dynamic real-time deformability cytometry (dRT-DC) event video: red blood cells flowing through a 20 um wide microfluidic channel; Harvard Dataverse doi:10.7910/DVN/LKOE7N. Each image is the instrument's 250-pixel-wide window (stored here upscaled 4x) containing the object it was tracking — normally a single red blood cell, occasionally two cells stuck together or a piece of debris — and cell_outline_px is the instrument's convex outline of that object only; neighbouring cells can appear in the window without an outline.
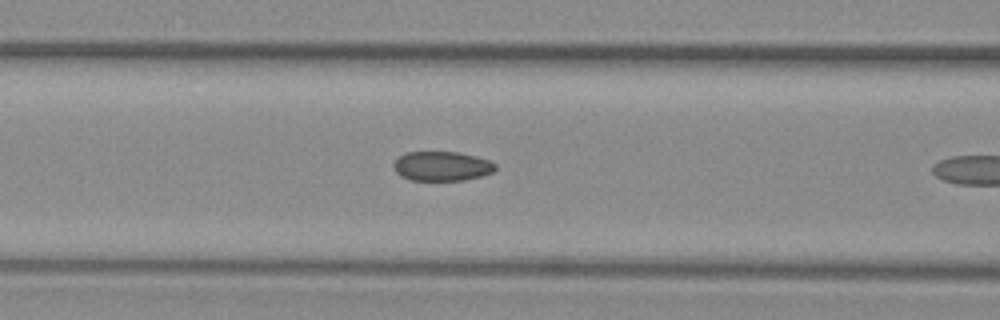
{"species": "common noctule bat (a hibernating species)", "species_latin": "Nyctalus noctula", "temperature_condition": "warm", "stored_images_in_passage": 11, "camera_frame_rate_fps": 3000, "um_per_image_px": 0.085, "animal": {"sex": "female", "body_mass_g": 29.2, "forearm_length_mm": 56.3}, "frame": {"image": 1, "passage_image": 10, "time_ms": 3.0, "image_size_px": [1000, 320], "cell_outline_px": [[492, 168], [488, 172], [472, 176], [452, 180], [420, 180], [408, 176], [400, 172], [396, 168], [396, 164], [404, 156], [416, 152], [444, 152], [464, 156], [480, 160], [492, 164]], "centroid_in_image_um": [37.48, 14.13], "position_along_channel_um": 129.1, "area_um2": 14.85}}